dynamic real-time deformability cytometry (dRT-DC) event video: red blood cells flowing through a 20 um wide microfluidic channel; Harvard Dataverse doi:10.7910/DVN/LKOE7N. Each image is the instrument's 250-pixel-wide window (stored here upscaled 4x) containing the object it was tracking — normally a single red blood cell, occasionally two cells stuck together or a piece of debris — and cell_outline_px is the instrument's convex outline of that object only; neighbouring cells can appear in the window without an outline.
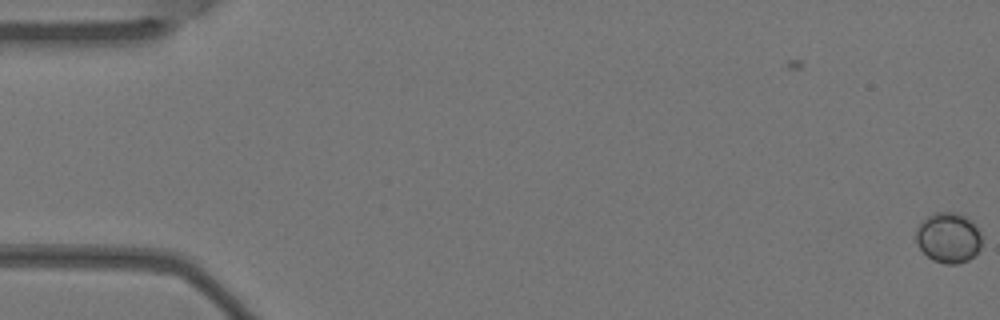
{"species": "Egyptian fruit bat (a non-hibernating species)", "species_latin": "Rousettus aegyptiacus", "temperature_condition": "warm", "stored_images_in_passage": 2, "camera_frame_rate_fps": 3000, "um_per_image_px": 0.085, "animal": {"sex": "female"}, "frame": {"image": 1, "passage_image": 2, "time_ms": 0.333, "image_size_px": [1000, 320], "cell_outline_px": [[980, 248], [968, 260], [956, 264], [944, 264], [932, 260], [920, 248], [916, 240], [916, 228], [928, 216], [936, 212], [960, 212], [972, 220], [980, 232]], "centroid_in_image_um": [80.62, 20.19], "position_along_channel_um": 4.4, "area_um2": 19.25}}